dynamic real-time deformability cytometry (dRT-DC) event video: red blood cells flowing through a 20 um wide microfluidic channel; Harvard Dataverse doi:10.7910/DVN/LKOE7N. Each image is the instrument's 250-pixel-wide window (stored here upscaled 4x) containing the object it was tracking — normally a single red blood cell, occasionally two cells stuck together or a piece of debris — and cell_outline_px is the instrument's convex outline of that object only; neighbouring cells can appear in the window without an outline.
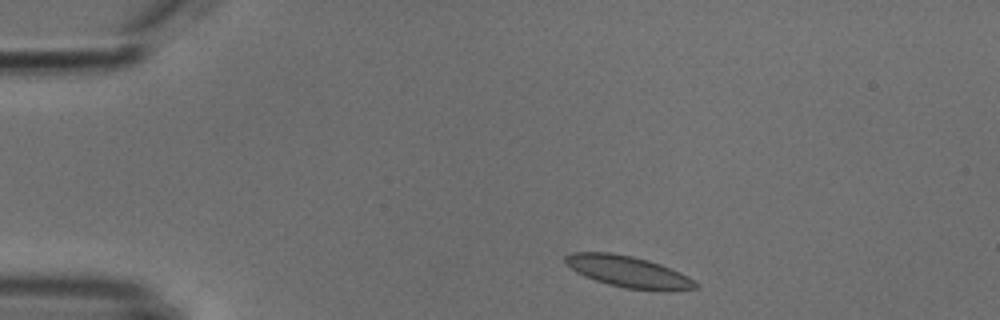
{"species": "common noctule bat (a hibernating species)", "species_latin": "Nyctalus noctula", "temperature_condition": "cold", "stored_images_in_passage": 8, "camera_frame_rate_fps": 3000, "um_per_image_px": 0.085, "animal": {"sex": "male", "body_mass_g": 18.8}, "frame": {"image": 1, "passage_image": 1, "time_ms": 0.0, "image_size_px": [1000, 320], "cell_outline_px": [[700, 288], [672, 292], [664, 292], [624, 288], [608, 284], [584, 276], [576, 272], [564, 260], [564, 256], [572, 252], [608, 252], [632, 256], [648, 260], [660, 264], [680, 272], [688, 276], [700, 284]], "centroid_in_image_um": [53.49, 23.12], "position_along_channel_um": 31.5, "area_um2": 24.22}}
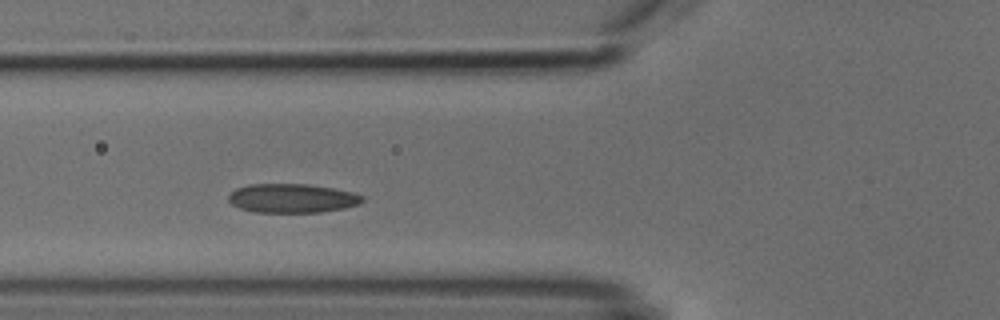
{"frame": {"image": 2, "passage_image": 4, "time_ms": 3.333, "image_size_px": [1000, 320], "cell_outline_px": [[364, 200], [360, 204], [344, 208], [320, 212], [252, 212], [240, 208], [232, 204], [228, 200], [228, 196], [236, 188], [248, 184], [308, 184], [332, 188], [352, 192], [364, 196]], "centroid_in_image_um": [24.83, 16.85], "position_along_channel_um": 101.0, "area_um2": 22.66}}
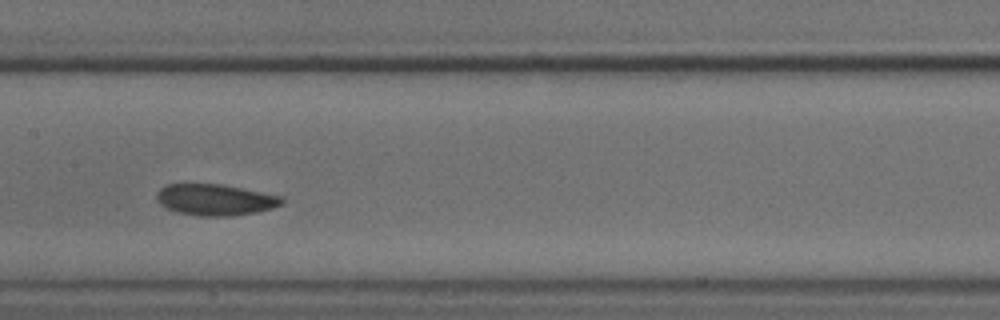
{"frame": {"image": 3, "passage_image": 6, "time_ms": 5.667, "image_size_px": [1000, 320], "cell_outline_px": [[284, 204], [272, 208], [256, 212], [228, 216], [200, 216], [176, 212], [160, 204], [156, 200], [156, 192], [160, 188], [168, 184], [220, 184], [284, 196]], "centroid_in_image_um": [18.3, 16.98], "position_along_channel_um": 189.1, "area_um2": 22.89}}